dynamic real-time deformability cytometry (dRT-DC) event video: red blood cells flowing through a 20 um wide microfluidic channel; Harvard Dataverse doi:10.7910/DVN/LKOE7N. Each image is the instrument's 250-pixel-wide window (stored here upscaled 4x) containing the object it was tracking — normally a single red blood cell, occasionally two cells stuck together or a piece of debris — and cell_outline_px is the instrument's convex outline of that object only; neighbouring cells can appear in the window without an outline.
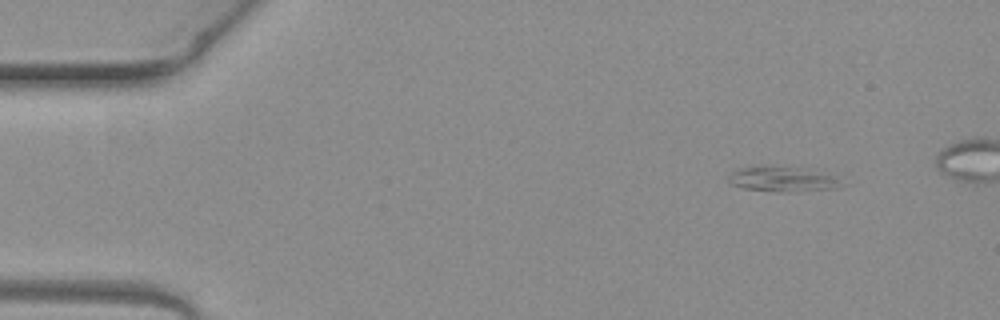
{"species": "common noctule bat (a hibernating species)", "species_latin": "Nyctalus noctula", "temperature_condition": "warm", "stored_images_in_passage": 4, "segment_of_instrument_passage": [2, 2], "camera_frame_rate_fps": 3000, "um_per_image_px": 0.085, "animal": {"sex": "female", "body_mass_g": 19.3, "forearm_length_mm": 54.1}, "frame": {"image": 1, "passage_image": 4, "time_ms": 1.0, "image_size_px": [1000, 320], "cell_outline_px": [[848, 184], [836, 188], [744, 188], [732, 184], [728, 180], [728, 176], [732, 172], [740, 168], [764, 164], [800, 168], [832, 176]], "centroid_in_image_um": [66.44, 15.13], "position_along_channel_um": 18.6, "area_um2": 15.09}}